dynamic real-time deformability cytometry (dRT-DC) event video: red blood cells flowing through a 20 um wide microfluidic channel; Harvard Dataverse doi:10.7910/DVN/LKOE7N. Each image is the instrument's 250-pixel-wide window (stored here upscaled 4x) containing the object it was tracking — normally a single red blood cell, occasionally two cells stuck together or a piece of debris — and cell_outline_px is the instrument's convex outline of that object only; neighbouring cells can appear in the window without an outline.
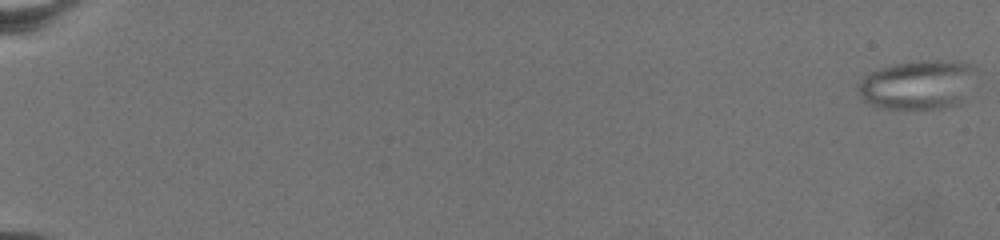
{"species": "common noctule bat (a hibernating species)", "species_latin": "Nyctalus noctula", "temperature_condition": "warm", "stored_images_in_passage": 77, "camera_frame_rate_fps": 3000, "um_per_image_px": 0.085, "animal": {"sex": "female", "body_mass_g": 19.5, "forearm_length_mm": 54.1}, "frame": {"image": 1, "passage_image": 1, "time_ms": 0.0, "image_size_px": [1000, 240], "cell_outline_px": [[980, 72], [960, 104], [944, 108], [880, 108], [868, 104], [860, 100], [856, 88], [856, 84], [864, 76], [880, 68], [896, 64], [924, 60], [956, 60], [968, 64], [976, 68]], "centroid_in_image_um": [78.03, 7.2], "position_along_channel_um": 7.0, "area_um2": 34.51}}
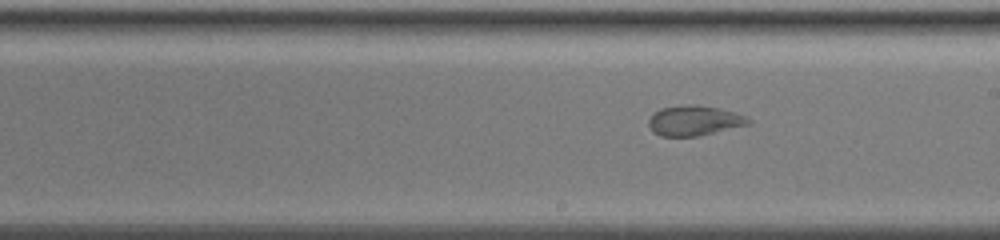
{"frame": {"image": 2, "passage_image": 48, "time_ms": 15.667, "image_size_px": [1000, 240], "cell_outline_px": [[752, 124], [700, 136], [660, 136], [652, 132], [648, 124], [648, 120], [660, 108], [680, 104], [696, 104], [720, 108], [744, 116], [752, 120]], "centroid_in_image_um": [59.02, 10.25], "position_along_channel_um": 230.0, "area_um2": 17.74}}
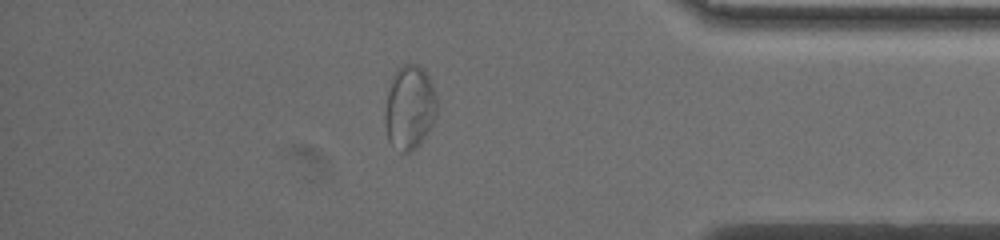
{"frame": {"image": 3, "passage_image": 68, "time_ms": 22.333, "image_size_px": [1000, 240], "cell_outline_px": [[436, 116], [428, 132], [416, 148], [408, 152], [400, 152], [388, 140], [384, 124], [384, 112], [388, 92], [392, 76], [404, 64], [420, 64], [424, 68], [432, 84], [436, 96]], "centroid_in_image_um": [34.8, 9.14], "position_along_channel_um": 400.4, "area_um2": 25.49}}